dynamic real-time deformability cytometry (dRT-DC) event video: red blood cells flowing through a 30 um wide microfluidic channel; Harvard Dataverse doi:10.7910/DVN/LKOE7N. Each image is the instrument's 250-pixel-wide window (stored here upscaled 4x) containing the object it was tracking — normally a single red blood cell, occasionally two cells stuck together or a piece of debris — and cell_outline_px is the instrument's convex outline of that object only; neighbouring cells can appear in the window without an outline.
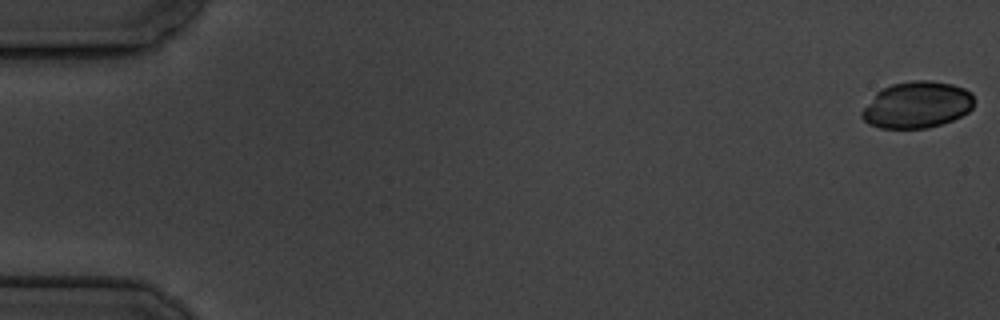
{"species": "common noctule bat (a hibernating species)", "species_latin": "Nyctalus noctula", "temperature_condition": "cold", "stored_images_in_passage": 5, "camera_frame_rate_fps": 3000, "um_per_image_px": 0.085, "animal": {"sex": "male", "body_mass_g": 19.5, "forearm_length_mm": 54.6}, "frame": {"image": 1, "passage_image": 1, "time_ms": 0.0, "image_size_px": [1000, 320], "cell_outline_px": [[976, 100], [972, 108], [968, 112], [952, 120], [928, 128], [880, 128], [868, 124], [860, 116], [860, 112], [876, 92], [892, 84], [912, 80], [928, 80], [952, 84], [964, 88], [972, 92]], "centroid_in_image_um": [77.96, 8.91], "position_along_channel_um": 7.0, "area_um2": 30.63}}